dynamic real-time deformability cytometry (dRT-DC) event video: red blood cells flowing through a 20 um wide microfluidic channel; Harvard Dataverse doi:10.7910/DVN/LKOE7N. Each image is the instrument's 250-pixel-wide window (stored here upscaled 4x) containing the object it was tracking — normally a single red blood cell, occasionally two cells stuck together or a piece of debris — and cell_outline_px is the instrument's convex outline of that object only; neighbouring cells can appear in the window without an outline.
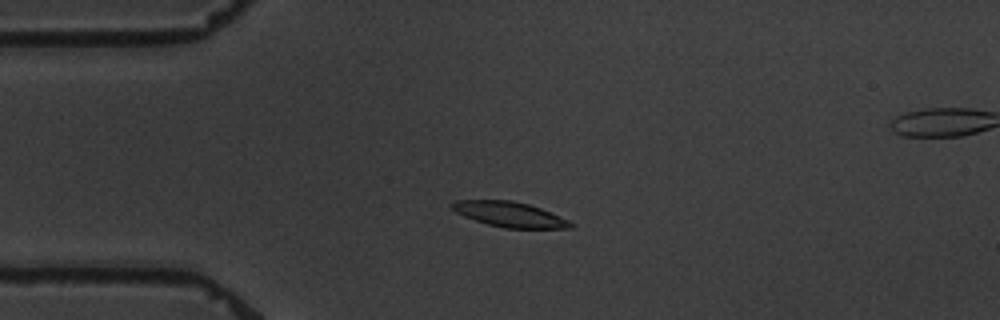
{"species": "common noctule bat (a hibernating species)", "species_latin": "Nyctalus noctula", "temperature_condition": "warm", "stored_images_in_passage": 5, "segment_of_instrument_passage": [1, 2], "camera_frame_rate_fps": 3000, "um_per_image_px": 0.085, "animal": {"sex": "male", "body_mass_g": 19.5, "forearm_length_mm": 54.6}, "frame": {"image": 1, "passage_image": 3, "time_ms": 2.333, "image_size_px": [1000, 320], "cell_outline_px": [[572, 228], [504, 228], [488, 224], [464, 216], [456, 212], [448, 204], [456, 200], [512, 200], [528, 204], [540, 208], [568, 220], [572, 224]], "centroid_in_image_um": [43.27, 18.21], "position_along_channel_um": 41.7, "area_um2": 17.17}}